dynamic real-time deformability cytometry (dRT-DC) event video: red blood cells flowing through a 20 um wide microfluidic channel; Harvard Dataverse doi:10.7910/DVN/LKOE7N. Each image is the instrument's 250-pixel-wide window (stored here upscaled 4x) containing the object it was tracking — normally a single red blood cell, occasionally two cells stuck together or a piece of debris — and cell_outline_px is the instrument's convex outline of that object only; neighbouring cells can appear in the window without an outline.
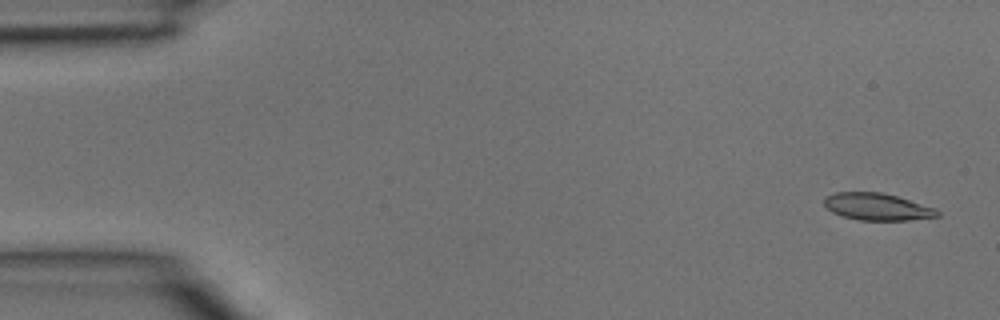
{"species": "common noctule bat (a hibernating species)", "species_latin": "Nyctalus noctula", "temperature_condition": "room temperature", "stored_images_in_passage": 5, "camera_frame_rate_fps": 3000, "um_per_image_px": 0.085, "animal": {"sex": "male", "body_mass_g": 15.6}, "frame": {"image": 1, "passage_image": 1, "time_ms": 0.0, "image_size_px": [1000, 320], "cell_outline_px": [[940, 216], [908, 220], [860, 220], [844, 216], [832, 212], [824, 204], [824, 196], [836, 192], [880, 192], [896, 196], [936, 208], [940, 212]], "centroid_in_image_um": [74.56, 17.57], "position_along_channel_um": 10.4, "area_um2": 17.74}}
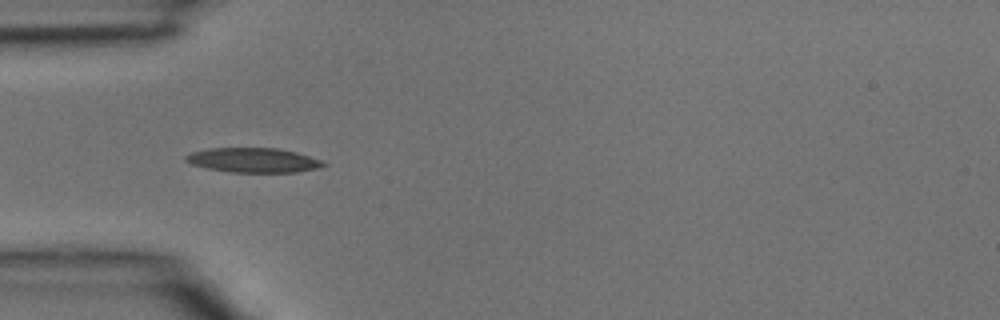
{"frame": {"image": 2, "passage_image": 4, "time_ms": 1.0, "image_size_px": [1000, 320], "cell_outline_px": [[328, 164], [320, 168], [296, 172], [228, 172], [208, 168], [192, 164], [184, 160], [184, 156], [192, 152], [208, 148], [276, 148], [296, 152], [320, 160]], "centroid_in_image_um": [21.52, 13.61], "position_along_channel_um": 63.5, "area_um2": 19.65}}
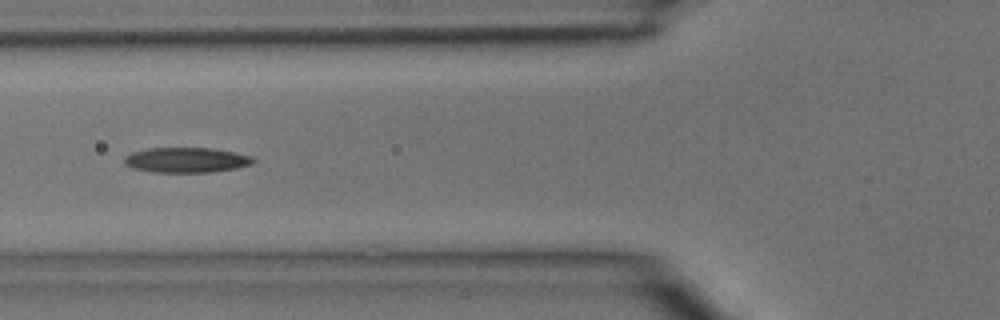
{"frame": {"image": 3, "passage_image": 5, "time_ms": 1.333, "image_size_px": [1000, 320], "cell_outline_px": [[256, 160], [252, 164], [236, 168], [212, 172], [152, 172], [132, 168], [124, 164], [124, 156], [132, 152], [148, 148], [212, 148], [236, 152], [252, 156]], "centroid_in_image_um": [15.84, 13.6], "position_along_channel_um": 110.0, "area_um2": 19.02}}